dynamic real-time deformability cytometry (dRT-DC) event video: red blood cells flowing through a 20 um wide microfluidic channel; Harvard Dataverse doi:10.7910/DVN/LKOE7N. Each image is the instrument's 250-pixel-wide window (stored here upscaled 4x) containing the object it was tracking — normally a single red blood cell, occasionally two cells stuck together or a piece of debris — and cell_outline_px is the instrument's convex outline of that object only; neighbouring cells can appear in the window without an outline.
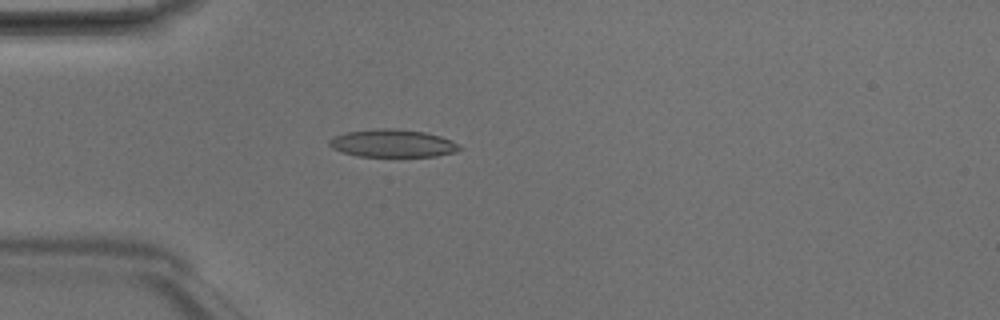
{"species": "Egyptian fruit bat (a non-hibernating species)", "species_latin": "Rousettus aegyptiacus", "temperature_condition": "room temperature", "stored_images_in_passage": 4, "camera_frame_rate_fps": 3000, "um_per_image_px": 0.085, "animal": {"sex": "male"}, "frame": {"image": 1, "passage_image": 4, "time_ms": 1.0, "image_size_px": [1000, 320], "cell_outline_px": [[464, 148], [456, 152], [436, 156], [360, 156], [344, 152], [332, 148], [328, 144], [328, 140], [332, 136], [348, 132], [376, 128], [396, 128], [424, 132], [440, 136], [452, 140], [460, 144]], "centroid_in_image_um": [33.41, 12.17], "position_along_channel_um": 51.6, "area_um2": 21.15}}